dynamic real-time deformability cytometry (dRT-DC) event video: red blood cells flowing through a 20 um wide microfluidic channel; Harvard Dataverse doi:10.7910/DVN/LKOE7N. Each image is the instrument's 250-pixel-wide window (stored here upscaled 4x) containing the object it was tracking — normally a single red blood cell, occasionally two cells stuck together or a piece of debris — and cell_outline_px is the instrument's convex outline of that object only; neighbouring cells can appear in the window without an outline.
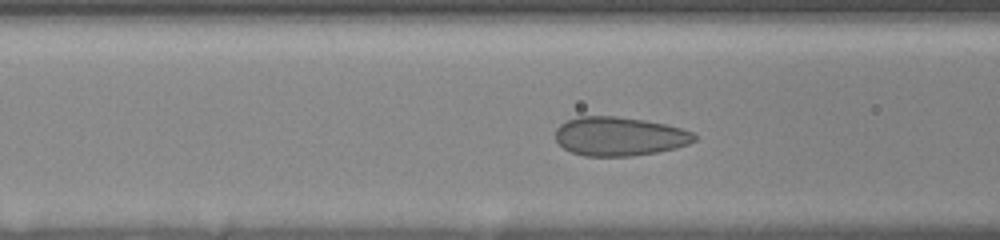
{"species": "human", "species_latin": "Homo sapiens", "temperature_condition": "room temperature", "stored_images_in_passage": 49, "camera_frame_rate_fps": 3000, "um_per_image_px": 0.085, "donor": {"sex": "female"}, "frame": {"image": 1, "passage_image": 19, "time_ms": 5.0, "image_size_px": [1000, 240], "cell_outline_px": [[696, 140], [688, 144], [676, 148], [656, 152], [632, 156], [584, 156], [572, 152], [564, 148], [556, 140], [556, 128], [560, 124], [568, 120], [580, 116], [616, 116], [644, 120], [664, 124], [680, 128], [692, 132], [696, 136]], "centroid_in_image_um": [52.64, 11.59], "position_along_channel_um": 114.0, "area_um2": 31.39}}
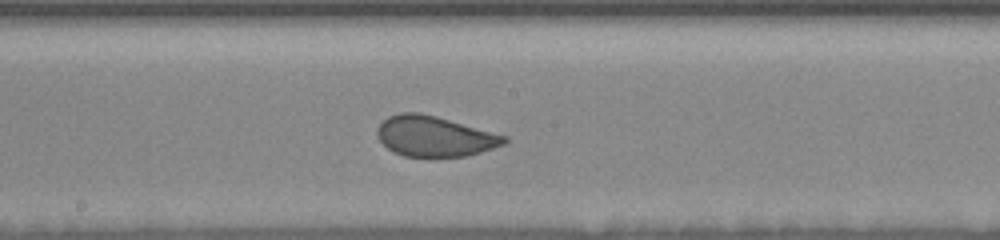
{"frame": {"image": 2, "passage_image": 29, "time_ms": 7.667, "image_size_px": [1000, 240], "cell_outline_px": [[508, 140], [504, 144], [480, 152], [464, 156], [404, 156], [388, 148], [380, 140], [376, 132], [376, 128], [388, 116], [400, 112], [420, 112], [436, 116], [508, 136]], "centroid_in_image_um": [36.93, 11.57], "position_along_channel_um": 211.3, "area_um2": 29.65}}
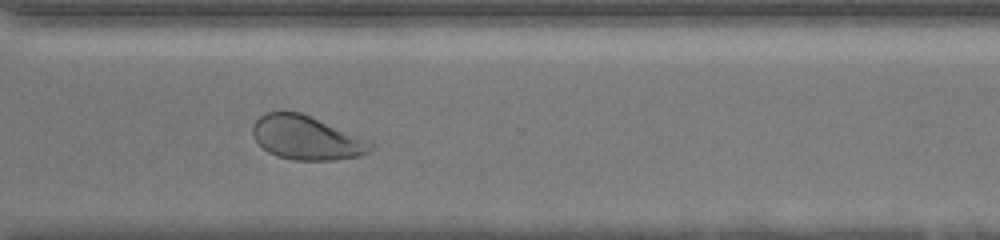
{"frame": {"image": 3, "passage_image": 48, "time_ms": 11.333, "image_size_px": [1000, 240], "cell_outline_px": [[372, 148], [368, 152], [360, 156], [336, 160], [292, 160], [276, 156], [268, 152], [256, 140], [252, 132], [252, 124], [264, 112], [280, 108], [300, 112], [372, 140]], "centroid_in_image_um": [26.04, 11.68], "position_along_channel_um": 344.6, "area_um2": 30.87}}